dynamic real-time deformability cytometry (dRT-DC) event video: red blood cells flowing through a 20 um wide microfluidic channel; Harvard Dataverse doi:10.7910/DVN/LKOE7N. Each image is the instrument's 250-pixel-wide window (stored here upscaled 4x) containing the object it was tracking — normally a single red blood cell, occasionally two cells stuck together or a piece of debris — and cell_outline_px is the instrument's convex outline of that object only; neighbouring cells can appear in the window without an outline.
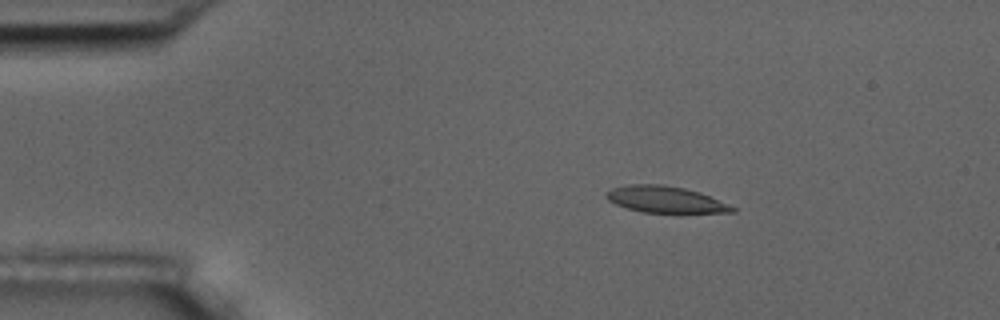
{"species": "common noctule bat (a hibernating species)", "species_latin": "Nyctalus noctula", "temperature_condition": "room temperature", "stored_images_in_passage": 4, "camera_frame_rate_fps": 3000, "um_per_image_px": 0.085, "animal": {"sex": "male", "body_mass_g": 17.5, "forearm_length_mm": 52.3}, "frame": {"image": 1, "passage_image": 2, "time_ms": 2.0, "image_size_px": [1000, 320], "cell_outline_px": [[736, 212], [680, 216], [644, 212], [628, 208], [616, 204], [608, 200], [604, 196], [604, 192], [612, 188], [632, 184], [660, 184], [684, 188], [700, 192], [728, 204], [736, 208]], "centroid_in_image_um": [56.64, 17.02], "position_along_channel_um": 28.4, "area_um2": 20.52}}
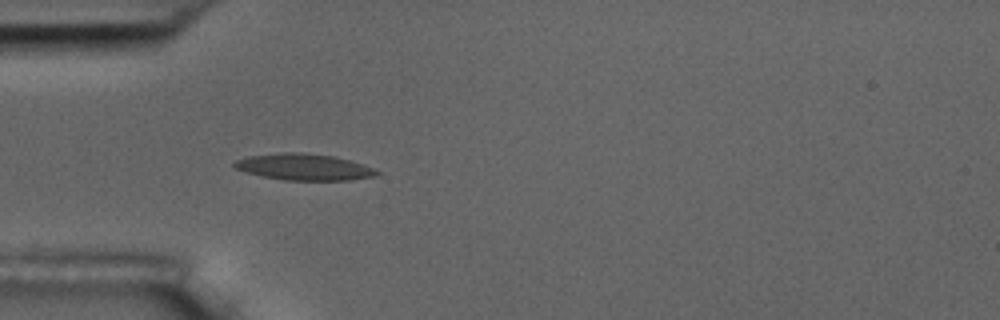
{"frame": {"image": 2, "passage_image": 4, "time_ms": 4.333, "image_size_px": [1000, 320], "cell_outline_px": [[380, 172], [376, 176], [348, 180], [284, 180], [260, 176], [232, 168], [232, 164], [236, 160], [248, 156], [284, 152], [300, 152], [332, 156], [364, 164]], "centroid_in_image_um": [25.79, 14.2], "position_along_channel_um": 59.2, "area_um2": 21.91}}